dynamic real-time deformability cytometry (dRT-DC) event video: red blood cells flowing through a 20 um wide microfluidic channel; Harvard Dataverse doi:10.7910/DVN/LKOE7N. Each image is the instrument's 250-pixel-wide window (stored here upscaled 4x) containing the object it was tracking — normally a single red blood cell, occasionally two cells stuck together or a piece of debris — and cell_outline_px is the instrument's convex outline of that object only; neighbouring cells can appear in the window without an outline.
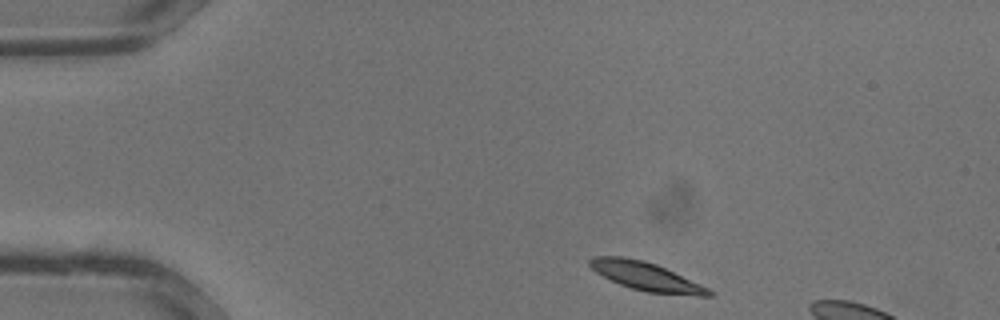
{"species": "common noctule bat (a hibernating species)", "species_latin": "Nyctalus noctula", "temperature_condition": "warm", "stored_images_in_passage": 5, "camera_frame_rate_fps": 3000, "um_per_image_px": 0.085, "animal": {"sex": "male", "body_mass_g": 13.3}, "frame": {"image": 1, "passage_image": 1, "time_ms": 0.0, "image_size_px": [1000, 320], "cell_outline_px": [[712, 296], [696, 296], [648, 292], [632, 288], [620, 284], [596, 272], [588, 264], [588, 260], [592, 256], [624, 256], [644, 260], [656, 264], [700, 284], [708, 288], [712, 292]], "centroid_in_image_um": [54.9, 23.48], "position_along_channel_um": 30.1, "area_um2": 19.54}}